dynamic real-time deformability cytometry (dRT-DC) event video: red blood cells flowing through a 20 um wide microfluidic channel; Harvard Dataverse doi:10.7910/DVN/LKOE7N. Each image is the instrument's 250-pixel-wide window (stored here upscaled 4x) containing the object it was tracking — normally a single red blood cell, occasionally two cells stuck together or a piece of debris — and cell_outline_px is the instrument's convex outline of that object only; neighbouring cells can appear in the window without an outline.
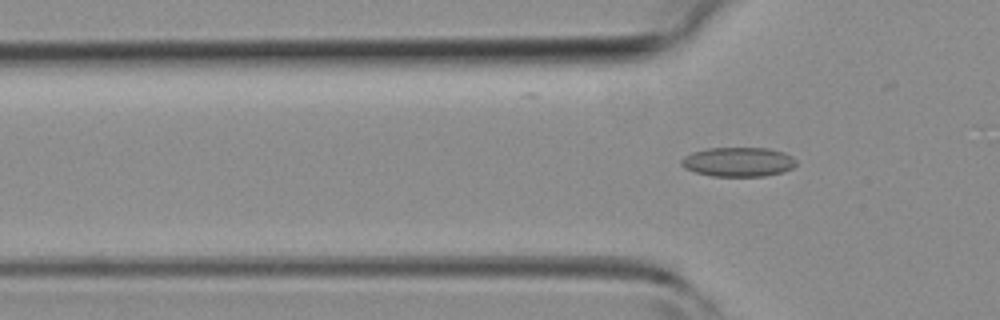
{"species": "common noctule bat (a hibernating species)", "species_latin": "Nyctalus noctula", "temperature_condition": "room temperature", "stored_images_in_passage": 3, "segment_of_instrument_passage": [2, 2], "camera_frame_rate_fps": 3000, "um_per_image_px": 0.085, "animal": {"sex": "female", "body_mass_g": 19.3, "forearm_length_mm": 54.1}, "frame": {"image": 1, "passage_image": 3, "time_ms": 4.667, "image_size_px": [1000, 320], "cell_outline_px": [[796, 164], [792, 168], [784, 172], [764, 176], [712, 176], [696, 172], [684, 168], [680, 164], [680, 160], [684, 156], [692, 152], [708, 148], [768, 148], [784, 152], [792, 156], [796, 160]], "centroid_in_image_um": [62.75, 13.76], "position_along_channel_um": 63.0, "area_um2": 19.77}}